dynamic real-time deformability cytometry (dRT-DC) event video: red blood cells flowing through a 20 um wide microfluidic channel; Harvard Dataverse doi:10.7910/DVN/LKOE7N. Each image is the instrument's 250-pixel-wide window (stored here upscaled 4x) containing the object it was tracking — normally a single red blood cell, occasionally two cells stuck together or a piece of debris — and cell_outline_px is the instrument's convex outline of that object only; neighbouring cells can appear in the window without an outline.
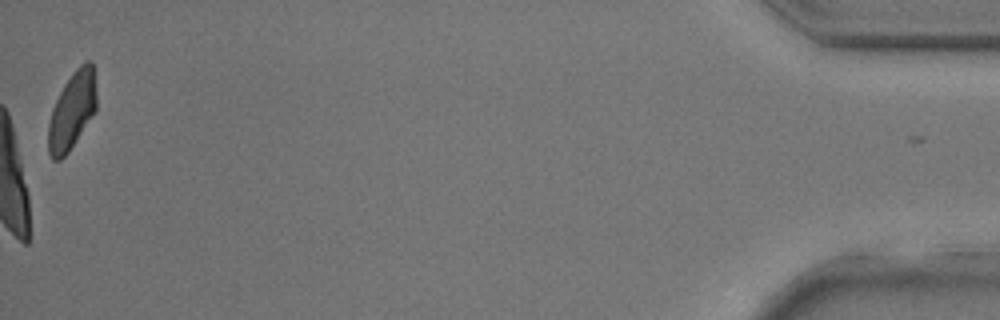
{"species": "common noctule bat (a hibernating species)", "species_latin": "Nyctalus noctula", "temperature_condition": "room temperature", "stored_images_in_passage": 35, "camera_frame_rate_fps": 3000, "um_per_image_px": 0.085, "animal": {"sex": "male", "body_mass_g": 17.9, "forearm_length_mm": 54.2}, "frame": {"image": 1, "passage_image": 34, "time_ms": 11.0, "image_size_px": [1000, 320], "cell_outline_px": [[96, 112], [68, 152], [60, 160], [52, 160], [48, 152], [48, 124], [52, 108], [64, 84], [72, 72], [84, 60], [92, 60], [96, 92]], "centroid_in_image_um": [6.13, 9.39], "position_along_channel_um": 429.1, "area_um2": 21.91}}